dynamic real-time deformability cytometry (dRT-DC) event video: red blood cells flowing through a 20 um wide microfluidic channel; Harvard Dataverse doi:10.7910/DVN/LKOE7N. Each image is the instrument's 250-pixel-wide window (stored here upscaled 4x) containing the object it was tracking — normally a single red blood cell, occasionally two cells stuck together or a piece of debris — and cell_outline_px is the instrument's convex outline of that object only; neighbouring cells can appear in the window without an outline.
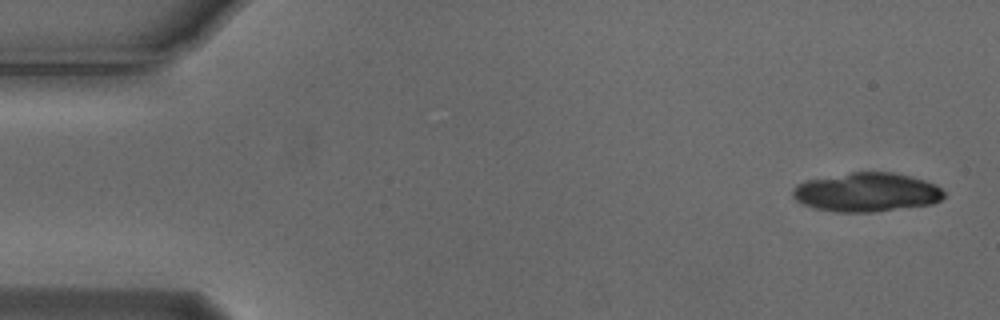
{"species": "Egyptian fruit bat (a non-hibernating species)", "species_latin": "Rousettus aegyptiacus", "temperature_condition": "cold", "stored_images_in_passage": 5, "segment_of_instrument_passage": [2, 2], "camera_frame_rate_fps": 3000, "um_per_image_px": 0.085, "animal": {"sex": "male"}, "frame": {"image": 1, "passage_image": 5, "time_ms": 1.333, "image_size_px": [1000, 320], "cell_outline_px": [[944, 196], [940, 200], [932, 204], [876, 212], [836, 212], [816, 208], [804, 204], [796, 200], [792, 196], [792, 188], [796, 184], [804, 180], [852, 172], [892, 172], [912, 176], [936, 184], [944, 192]], "centroid_in_image_um": [73.65, 16.33], "position_along_channel_um": 11.3, "area_um2": 34.56}}